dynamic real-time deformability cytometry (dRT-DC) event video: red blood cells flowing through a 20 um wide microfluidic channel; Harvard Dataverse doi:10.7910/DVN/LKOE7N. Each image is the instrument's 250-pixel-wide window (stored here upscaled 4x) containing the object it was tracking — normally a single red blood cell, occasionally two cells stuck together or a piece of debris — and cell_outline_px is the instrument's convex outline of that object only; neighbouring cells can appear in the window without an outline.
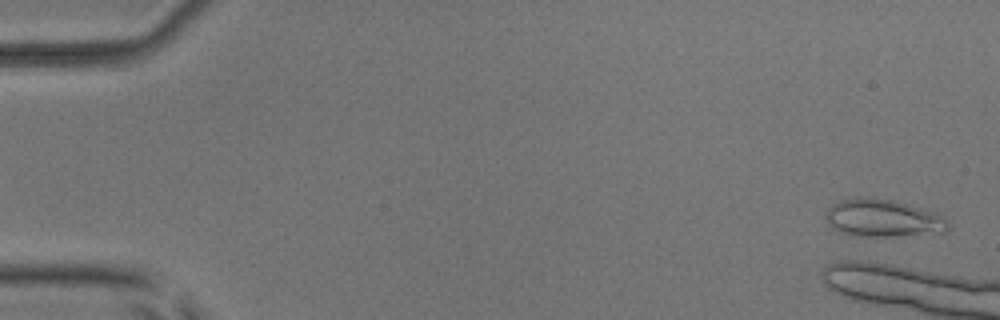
{"species": "common noctule bat (a hibernating species)", "species_latin": "Nyctalus noctula", "temperature_condition": "room temperature", "stored_images_in_passage": 6, "camera_frame_rate_fps": 3000, "um_per_image_px": 0.085, "animal": {"sex": "male", "body_mass_g": 17.9, "forearm_length_mm": 54.2}, "frame": {"image": 1, "passage_image": 2, "time_ms": 0.333, "image_size_px": [1000, 320], "cell_outline_px": [[948, 228], [944, 232], [900, 236], [852, 236], [840, 232], [832, 228], [828, 224], [824, 216], [824, 212], [832, 204], [840, 200], [856, 196], [876, 196], [896, 200], [940, 212], [948, 220]], "centroid_in_image_um": [75.05, 18.51], "position_along_channel_um": 10.0, "area_um2": 27.86}}